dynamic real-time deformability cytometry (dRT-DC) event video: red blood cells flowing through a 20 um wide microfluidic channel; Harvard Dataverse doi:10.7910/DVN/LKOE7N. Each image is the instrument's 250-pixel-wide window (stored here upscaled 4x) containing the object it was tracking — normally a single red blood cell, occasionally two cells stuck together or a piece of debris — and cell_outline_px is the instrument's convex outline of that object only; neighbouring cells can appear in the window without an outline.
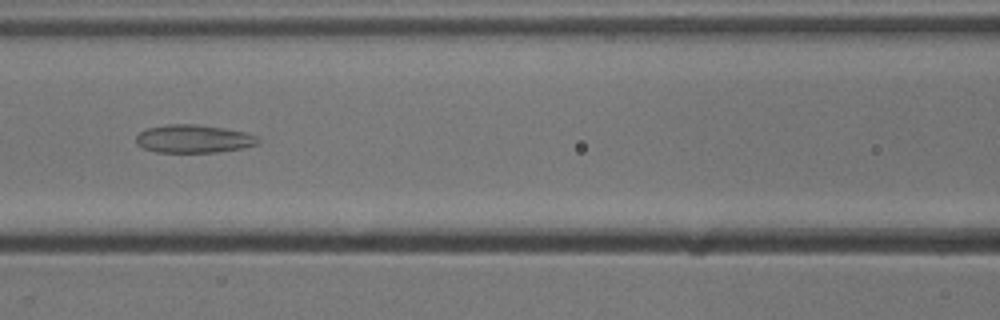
{"species": "common noctule bat (a hibernating species)", "species_latin": "Nyctalus noctula", "temperature_condition": "cold", "stored_images_in_passage": 37, "camera_frame_rate_fps": 3000, "um_per_image_px": 0.085, "animal": {"sex": "male", "body_mass_g": 13.3}, "frame": {"image": 1, "passage_image": 7, "time_ms": 2.0, "image_size_px": [1000, 320], "cell_outline_px": [[260, 144], [240, 148], [216, 152], [156, 152], [144, 148], [136, 144], [136, 136], [140, 132], [148, 128], [168, 124], [196, 124], [224, 128], [244, 132], [260, 136]], "centroid_in_image_um": [16.48, 11.79], "position_along_channel_um": 150.1, "area_um2": 20.0}}
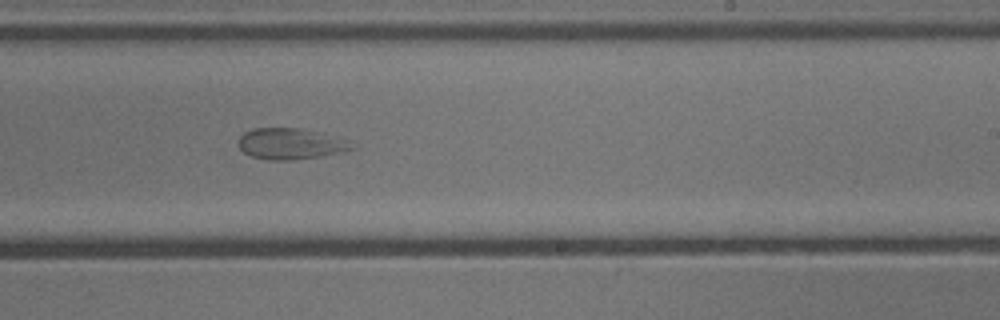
{"frame": {"image": 2, "passage_image": 16, "time_ms": 5.0, "image_size_px": [1000, 320], "cell_outline_px": [[352, 148], [344, 152], [320, 156], [292, 160], [268, 160], [252, 156], [244, 152], [240, 148], [240, 136], [244, 132], [256, 128], [300, 128], [348, 140]], "centroid_in_image_um": [24.67, 12.23], "position_along_channel_um": 264.3, "area_um2": 20.11}}
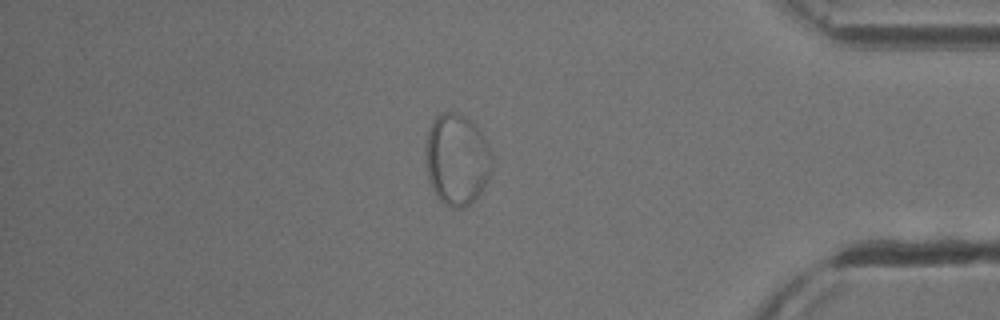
{"frame": {"image": 3, "passage_image": 29, "time_ms": 9.333, "image_size_px": [1000, 320], "cell_outline_px": [[492, 168], [480, 192], [464, 208], [452, 208], [444, 204], [436, 196], [428, 180], [424, 152], [424, 148], [428, 128], [432, 120], [440, 112], [456, 112], [472, 120], [480, 128], [492, 156]], "centroid_in_image_um": [38.79, 13.51], "position_along_channel_um": 396.4, "area_um2": 35.78}}